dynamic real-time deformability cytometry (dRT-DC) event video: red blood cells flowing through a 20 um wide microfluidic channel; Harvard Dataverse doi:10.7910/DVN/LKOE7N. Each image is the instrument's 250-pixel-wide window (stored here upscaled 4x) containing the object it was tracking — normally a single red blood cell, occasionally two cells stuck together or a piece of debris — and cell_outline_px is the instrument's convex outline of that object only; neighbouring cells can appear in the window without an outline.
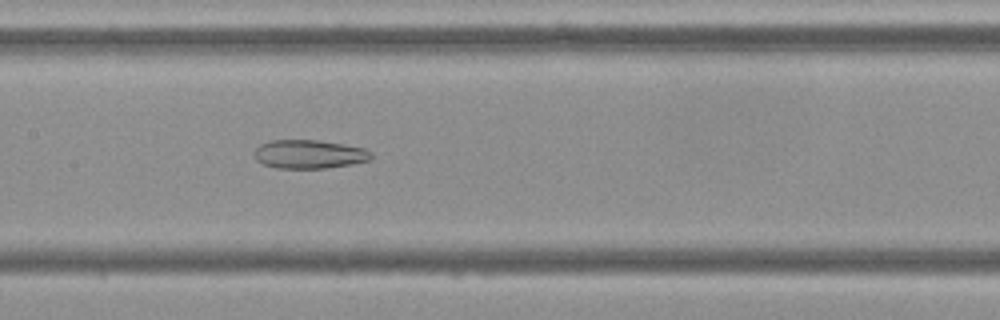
{"species": "Egyptian fruit bat (a non-hibernating species)", "species_latin": "Rousettus aegyptiacus", "temperature_condition": "cold", "stored_images_in_passage": 55, "camera_frame_rate_fps": 3000, "um_per_image_px": 0.085, "frame": {"image": 1, "passage_image": 27, "time_ms": 8.667, "image_size_px": [1000, 320], "cell_outline_px": [[372, 160], [352, 164], [324, 168], [276, 168], [264, 164], [256, 160], [256, 148], [260, 144], [272, 140], [316, 140], [344, 144], [364, 148], [372, 152]], "centroid_in_image_um": [26.32, 13.1], "position_along_channel_um": 181.1, "area_um2": 19.48}}
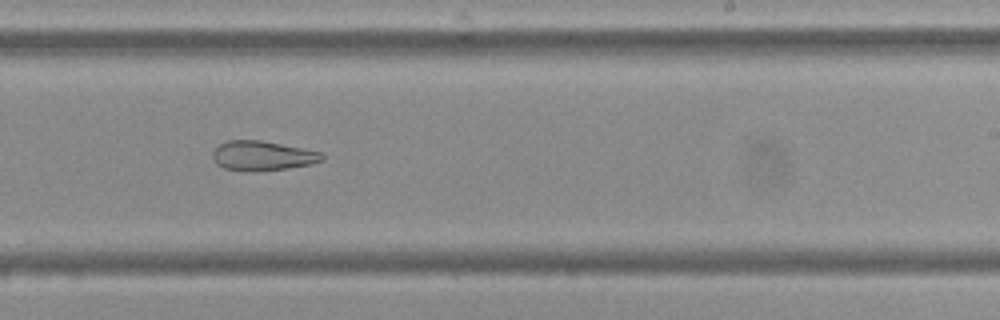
{"frame": {"image": 2, "passage_image": 34, "time_ms": 11.0, "image_size_px": [1000, 320], "cell_outline_px": [[324, 160], [312, 164], [288, 168], [248, 172], [244, 172], [224, 168], [216, 164], [212, 160], [212, 152], [220, 144], [228, 140], [260, 140], [320, 152], [324, 156]], "centroid_in_image_um": [22.26, 13.25], "position_along_channel_um": 266.7, "area_um2": 18.9}}
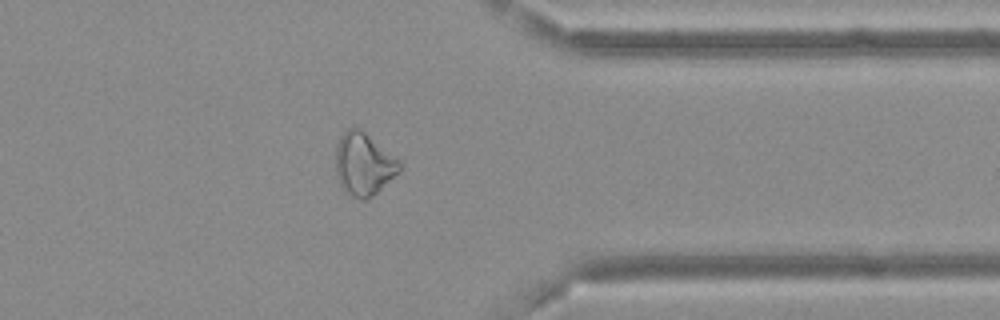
{"frame": {"image": 3, "passage_image": 44, "time_ms": 14.333, "image_size_px": [1000, 320], "cell_outline_px": [[400, 172], [372, 196], [364, 200], [360, 200], [344, 192], [340, 184], [336, 172], [336, 144], [340, 136], [348, 128], [360, 128], [400, 160]], "centroid_in_image_um": [30.9, 13.95], "position_along_channel_um": 380.5, "area_um2": 23.29}, "authors_computed_cell_mechanics": {"area_um2": 25.3742, "velocity_mm_per_s": 3.6787, "shape_relaxation_time_tau1_ms": null, "shape_relaxation_time_tau2_ms": 4.5518, "deformation_change_tau1": null, "deformation_change_tau2": 0.1423}}